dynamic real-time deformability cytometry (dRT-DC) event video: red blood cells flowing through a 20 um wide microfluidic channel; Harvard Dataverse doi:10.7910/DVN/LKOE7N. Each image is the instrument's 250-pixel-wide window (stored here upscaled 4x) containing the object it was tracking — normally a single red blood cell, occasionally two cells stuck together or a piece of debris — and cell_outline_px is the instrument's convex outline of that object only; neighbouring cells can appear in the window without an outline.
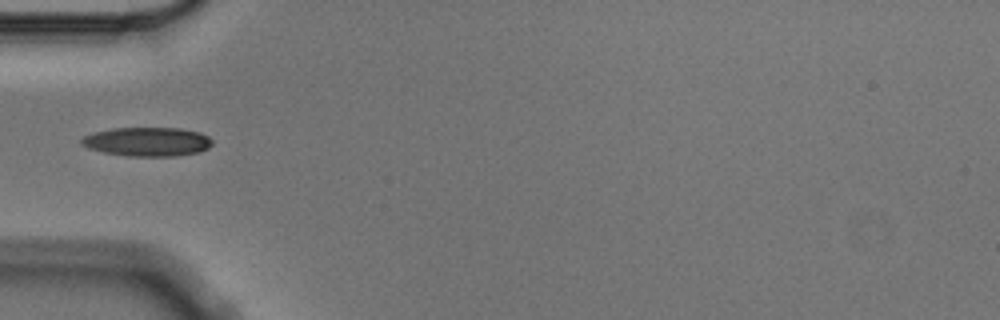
{"species": "Egyptian fruit bat (a non-hibernating species)", "species_latin": "Rousettus aegyptiacus", "temperature_condition": "cold", "stored_images_in_passage": 4, "camera_frame_rate_fps": 3000, "um_per_image_px": 0.085, "animal": {"sex": "male"}, "frame": {"image": 1, "passage_image": 4, "time_ms": 1.0, "image_size_px": [1000, 320], "cell_outline_px": [[212, 144], [208, 148], [200, 152], [176, 156], [128, 156], [104, 152], [88, 148], [80, 144], [80, 140], [84, 136], [96, 132], [112, 128], [180, 128], [200, 132], [208, 136], [212, 140]], "centroid_in_image_um": [12.54, 12.04], "position_along_channel_um": 72.5, "area_um2": 22.14}}